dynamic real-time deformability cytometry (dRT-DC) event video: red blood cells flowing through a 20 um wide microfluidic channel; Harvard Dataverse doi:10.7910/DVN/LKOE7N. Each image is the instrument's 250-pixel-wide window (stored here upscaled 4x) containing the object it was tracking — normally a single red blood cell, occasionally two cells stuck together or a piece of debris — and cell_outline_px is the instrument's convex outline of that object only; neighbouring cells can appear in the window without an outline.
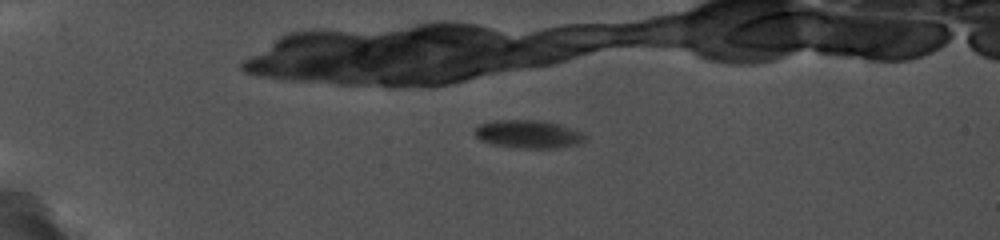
{"species": "common noctule bat (a hibernating species)", "species_latin": "Nyctalus noctula", "temperature_condition": "cold", "stored_images_in_passage": 5, "camera_frame_rate_fps": 5000, "um_per_image_px": 0.085, "animal": {"sex": "female", "body_mass_g": 19.0, "forearm_length_mm": 56.7}, "frame": {"image": 1, "passage_image": 1, "time_ms": 0.0, "image_size_px": [1000, 240], "cell_outline_px": [[584, 136], [580, 140], [568, 144], [552, 148], [536, 148], [496, 144], [484, 140], [476, 136], [476, 128], [480, 124], [496, 120], [540, 120], [556, 124], [576, 132]], "centroid_in_image_um": [44.78, 11.37], "position_along_channel_um": 40.2, "area_um2": 16.53}}